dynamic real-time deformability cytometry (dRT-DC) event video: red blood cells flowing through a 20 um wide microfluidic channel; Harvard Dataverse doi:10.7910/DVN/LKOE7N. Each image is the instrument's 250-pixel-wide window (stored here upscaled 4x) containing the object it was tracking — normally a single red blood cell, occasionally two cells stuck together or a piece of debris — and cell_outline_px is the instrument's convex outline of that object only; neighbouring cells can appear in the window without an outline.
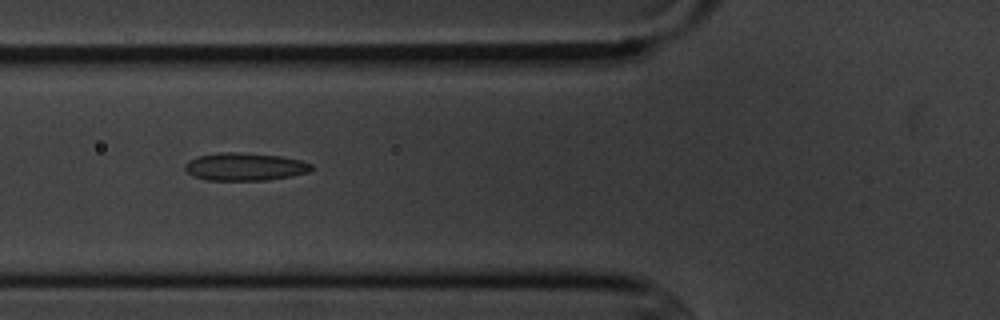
{"species": "common noctule bat (a hibernating species)", "species_latin": "Nyctalus noctula", "temperature_condition": "cold", "stored_images_in_passage": 7, "camera_frame_rate_fps": 3000, "um_per_image_px": 0.085, "animal": {"sex": "male", "body_mass_g": 20.1, "forearm_length_mm": 53.5}, "frame": {"image": 1, "passage_image": 3, "time_ms": 2.333, "image_size_px": [1000, 320], "cell_outline_px": [[312, 168], [308, 172], [268, 180], [208, 180], [192, 176], [184, 168], [184, 164], [188, 160], [200, 156], [216, 152], [240, 152], [280, 156], [300, 160], [312, 164]], "centroid_in_image_um": [20.77, 14.16], "position_along_channel_um": 105.0, "area_um2": 20.4}}
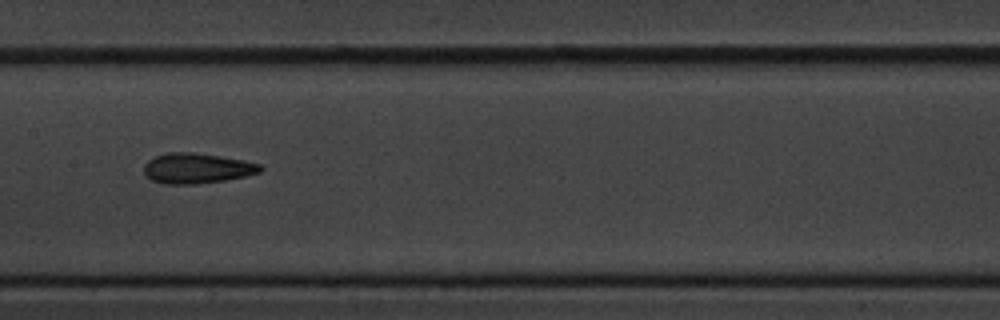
{"frame": {"image": 2, "passage_image": 5, "time_ms": 4.667, "image_size_px": [1000, 320], "cell_outline_px": [[264, 168], [260, 172], [244, 176], [224, 180], [192, 184], [164, 184], [152, 180], [144, 172], [144, 164], [148, 160], [156, 156], [168, 152], [196, 152], [220, 156], [260, 164]], "centroid_in_image_um": [16.71, 14.3], "position_along_channel_um": 190.7, "area_um2": 20.35}}
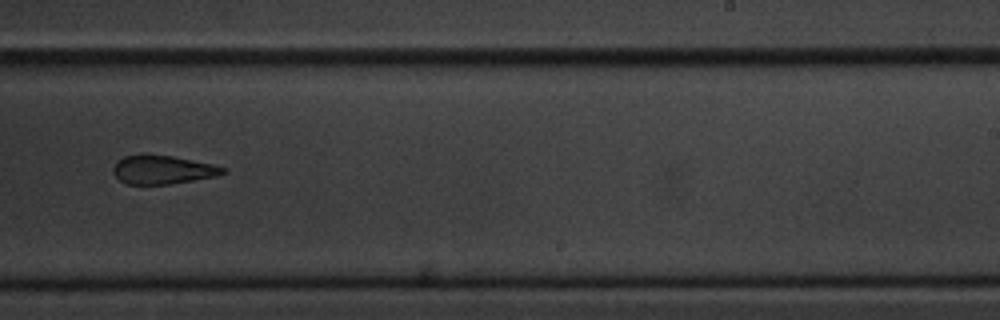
{"frame": {"image": 3, "passage_image": 7, "time_ms": 7.0, "image_size_px": [1000, 320], "cell_outline_px": [[228, 172], [216, 176], [168, 184], [128, 184], [120, 180], [112, 172], [112, 168], [124, 156], [172, 156], [212, 164], [228, 168]], "centroid_in_image_um": [13.88, 14.45], "position_along_channel_um": 275.1, "area_um2": 17.8}}